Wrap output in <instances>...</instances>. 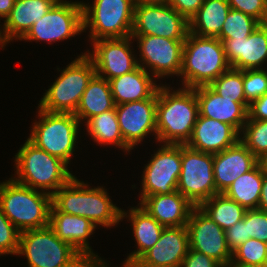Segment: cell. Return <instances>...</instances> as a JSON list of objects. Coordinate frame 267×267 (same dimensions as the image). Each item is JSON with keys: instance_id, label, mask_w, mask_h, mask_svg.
Returning <instances> with one entry per match:
<instances>
[{"instance_id": "cell-1", "label": "cell", "mask_w": 267, "mask_h": 267, "mask_svg": "<svg viewBox=\"0 0 267 267\" xmlns=\"http://www.w3.org/2000/svg\"><path fill=\"white\" fill-rule=\"evenodd\" d=\"M170 87L161 84L157 91V142L186 145L199 115L198 100L193 88Z\"/></svg>"}, {"instance_id": "cell-2", "label": "cell", "mask_w": 267, "mask_h": 267, "mask_svg": "<svg viewBox=\"0 0 267 267\" xmlns=\"http://www.w3.org/2000/svg\"><path fill=\"white\" fill-rule=\"evenodd\" d=\"M107 191L105 186L91 187L74 176L52 195V205L65 214L89 219L97 228H113L121 221L122 209Z\"/></svg>"}, {"instance_id": "cell-3", "label": "cell", "mask_w": 267, "mask_h": 267, "mask_svg": "<svg viewBox=\"0 0 267 267\" xmlns=\"http://www.w3.org/2000/svg\"><path fill=\"white\" fill-rule=\"evenodd\" d=\"M15 154L16 182L51 196L75 175L61 159L37 148L28 139ZM17 175V176H16Z\"/></svg>"}, {"instance_id": "cell-4", "label": "cell", "mask_w": 267, "mask_h": 267, "mask_svg": "<svg viewBox=\"0 0 267 267\" xmlns=\"http://www.w3.org/2000/svg\"><path fill=\"white\" fill-rule=\"evenodd\" d=\"M231 68L222 42L218 38L188 33L184 41L181 87L196 88L210 85Z\"/></svg>"}, {"instance_id": "cell-5", "label": "cell", "mask_w": 267, "mask_h": 267, "mask_svg": "<svg viewBox=\"0 0 267 267\" xmlns=\"http://www.w3.org/2000/svg\"><path fill=\"white\" fill-rule=\"evenodd\" d=\"M0 206L20 231L49 226L52 196L16 182L12 177L0 182Z\"/></svg>"}, {"instance_id": "cell-6", "label": "cell", "mask_w": 267, "mask_h": 267, "mask_svg": "<svg viewBox=\"0 0 267 267\" xmlns=\"http://www.w3.org/2000/svg\"><path fill=\"white\" fill-rule=\"evenodd\" d=\"M37 111L38 121L32 123L27 139L37 148L70 165L71 157L78 149L80 121L73 113H51L39 107Z\"/></svg>"}, {"instance_id": "cell-7", "label": "cell", "mask_w": 267, "mask_h": 267, "mask_svg": "<svg viewBox=\"0 0 267 267\" xmlns=\"http://www.w3.org/2000/svg\"><path fill=\"white\" fill-rule=\"evenodd\" d=\"M60 72L41 97L37 107L51 113H75L88 83L96 74L93 61L86 52L79 54Z\"/></svg>"}, {"instance_id": "cell-8", "label": "cell", "mask_w": 267, "mask_h": 267, "mask_svg": "<svg viewBox=\"0 0 267 267\" xmlns=\"http://www.w3.org/2000/svg\"><path fill=\"white\" fill-rule=\"evenodd\" d=\"M25 256L28 267H84V257L60 240L49 227L20 232L16 256Z\"/></svg>"}, {"instance_id": "cell-9", "label": "cell", "mask_w": 267, "mask_h": 267, "mask_svg": "<svg viewBox=\"0 0 267 267\" xmlns=\"http://www.w3.org/2000/svg\"><path fill=\"white\" fill-rule=\"evenodd\" d=\"M81 3L83 31H89V42L131 36L135 7L133 0H94L90 5L83 1Z\"/></svg>"}, {"instance_id": "cell-10", "label": "cell", "mask_w": 267, "mask_h": 267, "mask_svg": "<svg viewBox=\"0 0 267 267\" xmlns=\"http://www.w3.org/2000/svg\"><path fill=\"white\" fill-rule=\"evenodd\" d=\"M81 33H84L81 1L58 0L41 19L35 21L20 41L52 44Z\"/></svg>"}, {"instance_id": "cell-11", "label": "cell", "mask_w": 267, "mask_h": 267, "mask_svg": "<svg viewBox=\"0 0 267 267\" xmlns=\"http://www.w3.org/2000/svg\"><path fill=\"white\" fill-rule=\"evenodd\" d=\"M139 50L138 65L155 79L174 75L179 78L182 68L184 41L154 35H131Z\"/></svg>"}, {"instance_id": "cell-12", "label": "cell", "mask_w": 267, "mask_h": 267, "mask_svg": "<svg viewBox=\"0 0 267 267\" xmlns=\"http://www.w3.org/2000/svg\"><path fill=\"white\" fill-rule=\"evenodd\" d=\"M181 163L177 191L194 206L219 194L214 183L213 154L182 145Z\"/></svg>"}, {"instance_id": "cell-13", "label": "cell", "mask_w": 267, "mask_h": 267, "mask_svg": "<svg viewBox=\"0 0 267 267\" xmlns=\"http://www.w3.org/2000/svg\"><path fill=\"white\" fill-rule=\"evenodd\" d=\"M159 147L151 154L150 161L144 164L139 204L147 196L171 194L177 190L182 169V145L159 144Z\"/></svg>"}, {"instance_id": "cell-14", "label": "cell", "mask_w": 267, "mask_h": 267, "mask_svg": "<svg viewBox=\"0 0 267 267\" xmlns=\"http://www.w3.org/2000/svg\"><path fill=\"white\" fill-rule=\"evenodd\" d=\"M189 21L169 4L135 5L131 35L186 39Z\"/></svg>"}, {"instance_id": "cell-15", "label": "cell", "mask_w": 267, "mask_h": 267, "mask_svg": "<svg viewBox=\"0 0 267 267\" xmlns=\"http://www.w3.org/2000/svg\"><path fill=\"white\" fill-rule=\"evenodd\" d=\"M132 41L131 36L92 41V51L88 49L86 55L93 61L96 74L109 81L135 70L139 65Z\"/></svg>"}, {"instance_id": "cell-16", "label": "cell", "mask_w": 267, "mask_h": 267, "mask_svg": "<svg viewBox=\"0 0 267 267\" xmlns=\"http://www.w3.org/2000/svg\"><path fill=\"white\" fill-rule=\"evenodd\" d=\"M190 249L203 253L222 267L231 263L225 230H223L199 206H195L187 222Z\"/></svg>"}, {"instance_id": "cell-17", "label": "cell", "mask_w": 267, "mask_h": 267, "mask_svg": "<svg viewBox=\"0 0 267 267\" xmlns=\"http://www.w3.org/2000/svg\"><path fill=\"white\" fill-rule=\"evenodd\" d=\"M157 93L149 99L115 105L120 132L125 144L133 150L144 138L155 136Z\"/></svg>"}, {"instance_id": "cell-18", "label": "cell", "mask_w": 267, "mask_h": 267, "mask_svg": "<svg viewBox=\"0 0 267 267\" xmlns=\"http://www.w3.org/2000/svg\"><path fill=\"white\" fill-rule=\"evenodd\" d=\"M219 40L231 68L243 71L267 65V23L260 24L247 38Z\"/></svg>"}, {"instance_id": "cell-19", "label": "cell", "mask_w": 267, "mask_h": 267, "mask_svg": "<svg viewBox=\"0 0 267 267\" xmlns=\"http://www.w3.org/2000/svg\"><path fill=\"white\" fill-rule=\"evenodd\" d=\"M189 249L187 226L165 227L158 242L136 263L138 267H181Z\"/></svg>"}, {"instance_id": "cell-20", "label": "cell", "mask_w": 267, "mask_h": 267, "mask_svg": "<svg viewBox=\"0 0 267 267\" xmlns=\"http://www.w3.org/2000/svg\"><path fill=\"white\" fill-rule=\"evenodd\" d=\"M199 104V115L233 126L239 133L248 119V103L222 98L209 85L193 88Z\"/></svg>"}, {"instance_id": "cell-21", "label": "cell", "mask_w": 267, "mask_h": 267, "mask_svg": "<svg viewBox=\"0 0 267 267\" xmlns=\"http://www.w3.org/2000/svg\"><path fill=\"white\" fill-rule=\"evenodd\" d=\"M259 160L239 140L222 152L213 154L214 183L218 193L226 189L241 175L252 170Z\"/></svg>"}, {"instance_id": "cell-22", "label": "cell", "mask_w": 267, "mask_h": 267, "mask_svg": "<svg viewBox=\"0 0 267 267\" xmlns=\"http://www.w3.org/2000/svg\"><path fill=\"white\" fill-rule=\"evenodd\" d=\"M240 133L230 124L198 115L187 146L204 153L216 154L234 146Z\"/></svg>"}, {"instance_id": "cell-23", "label": "cell", "mask_w": 267, "mask_h": 267, "mask_svg": "<svg viewBox=\"0 0 267 267\" xmlns=\"http://www.w3.org/2000/svg\"><path fill=\"white\" fill-rule=\"evenodd\" d=\"M49 227L57 237L69 243L84 258L98 256L90 246L89 238L97 227L87 218L65 214L58 211L53 205L50 210Z\"/></svg>"}, {"instance_id": "cell-24", "label": "cell", "mask_w": 267, "mask_h": 267, "mask_svg": "<svg viewBox=\"0 0 267 267\" xmlns=\"http://www.w3.org/2000/svg\"><path fill=\"white\" fill-rule=\"evenodd\" d=\"M140 205L164 227L187 226L195 207L179 191L147 196Z\"/></svg>"}, {"instance_id": "cell-25", "label": "cell", "mask_w": 267, "mask_h": 267, "mask_svg": "<svg viewBox=\"0 0 267 267\" xmlns=\"http://www.w3.org/2000/svg\"><path fill=\"white\" fill-rule=\"evenodd\" d=\"M153 78L149 72L138 66L129 73L110 79L115 105L152 98L163 84L156 83V79Z\"/></svg>"}, {"instance_id": "cell-26", "label": "cell", "mask_w": 267, "mask_h": 267, "mask_svg": "<svg viewBox=\"0 0 267 267\" xmlns=\"http://www.w3.org/2000/svg\"><path fill=\"white\" fill-rule=\"evenodd\" d=\"M127 219L132 227L136 250L126 256V260L137 262L149 249H151L159 240L163 229L162 226L154 217H152L146 209L139 203L135 207H130L129 210L122 209L121 221Z\"/></svg>"}, {"instance_id": "cell-27", "label": "cell", "mask_w": 267, "mask_h": 267, "mask_svg": "<svg viewBox=\"0 0 267 267\" xmlns=\"http://www.w3.org/2000/svg\"><path fill=\"white\" fill-rule=\"evenodd\" d=\"M58 0H15L5 29L11 41L21 40Z\"/></svg>"}, {"instance_id": "cell-28", "label": "cell", "mask_w": 267, "mask_h": 267, "mask_svg": "<svg viewBox=\"0 0 267 267\" xmlns=\"http://www.w3.org/2000/svg\"><path fill=\"white\" fill-rule=\"evenodd\" d=\"M114 107L115 103L109 81L95 74L81 96L74 115L83 124L84 121L86 123L93 116L102 114Z\"/></svg>"}, {"instance_id": "cell-29", "label": "cell", "mask_w": 267, "mask_h": 267, "mask_svg": "<svg viewBox=\"0 0 267 267\" xmlns=\"http://www.w3.org/2000/svg\"><path fill=\"white\" fill-rule=\"evenodd\" d=\"M230 9L227 0H204L189 21V32L198 36L217 38Z\"/></svg>"}, {"instance_id": "cell-30", "label": "cell", "mask_w": 267, "mask_h": 267, "mask_svg": "<svg viewBox=\"0 0 267 267\" xmlns=\"http://www.w3.org/2000/svg\"><path fill=\"white\" fill-rule=\"evenodd\" d=\"M86 132L88 136L97 145L102 146L109 145L123 150L126 154L131 151V149L125 144L122 134L120 132L119 123L116 115L115 107L108 110L102 114H98L90 118L86 123Z\"/></svg>"}, {"instance_id": "cell-31", "label": "cell", "mask_w": 267, "mask_h": 267, "mask_svg": "<svg viewBox=\"0 0 267 267\" xmlns=\"http://www.w3.org/2000/svg\"><path fill=\"white\" fill-rule=\"evenodd\" d=\"M263 184V167L259 162L252 170L238 177L223 193L246 210L257 209Z\"/></svg>"}, {"instance_id": "cell-32", "label": "cell", "mask_w": 267, "mask_h": 267, "mask_svg": "<svg viewBox=\"0 0 267 267\" xmlns=\"http://www.w3.org/2000/svg\"><path fill=\"white\" fill-rule=\"evenodd\" d=\"M223 230H227L244 217L246 209L223 193L216 194L199 206Z\"/></svg>"}, {"instance_id": "cell-33", "label": "cell", "mask_w": 267, "mask_h": 267, "mask_svg": "<svg viewBox=\"0 0 267 267\" xmlns=\"http://www.w3.org/2000/svg\"><path fill=\"white\" fill-rule=\"evenodd\" d=\"M240 141L261 160L267 154V121L247 120L240 133Z\"/></svg>"}, {"instance_id": "cell-34", "label": "cell", "mask_w": 267, "mask_h": 267, "mask_svg": "<svg viewBox=\"0 0 267 267\" xmlns=\"http://www.w3.org/2000/svg\"><path fill=\"white\" fill-rule=\"evenodd\" d=\"M222 98L247 103L243 86V71L230 68L209 85Z\"/></svg>"}, {"instance_id": "cell-35", "label": "cell", "mask_w": 267, "mask_h": 267, "mask_svg": "<svg viewBox=\"0 0 267 267\" xmlns=\"http://www.w3.org/2000/svg\"><path fill=\"white\" fill-rule=\"evenodd\" d=\"M261 23L245 13L230 9L218 39L247 38Z\"/></svg>"}, {"instance_id": "cell-36", "label": "cell", "mask_w": 267, "mask_h": 267, "mask_svg": "<svg viewBox=\"0 0 267 267\" xmlns=\"http://www.w3.org/2000/svg\"><path fill=\"white\" fill-rule=\"evenodd\" d=\"M267 243L250 238L232 252L231 265L248 267L266 263Z\"/></svg>"}, {"instance_id": "cell-37", "label": "cell", "mask_w": 267, "mask_h": 267, "mask_svg": "<svg viewBox=\"0 0 267 267\" xmlns=\"http://www.w3.org/2000/svg\"><path fill=\"white\" fill-rule=\"evenodd\" d=\"M243 86L245 100L250 105L267 93V68L243 70Z\"/></svg>"}, {"instance_id": "cell-38", "label": "cell", "mask_w": 267, "mask_h": 267, "mask_svg": "<svg viewBox=\"0 0 267 267\" xmlns=\"http://www.w3.org/2000/svg\"><path fill=\"white\" fill-rule=\"evenodd\" d=\"M20 231L5 216L0 206V256L17 255Z\"/></svg>"}, {"instance_id": "cell-39", "label": "cell", "mask_w": 267, "mask_h": 267, "mask_svg": "<svg viewBox=\"0 0 267 267\" xmlns=\"http://www.w3.org/2000/svg\"><path fill=\"white\" fill-rule=\"evenodd\" d=\"M231 9L249 15L261 24L267 23V0H227Z\"/></svg>"}, {"instance_id": "cell-40", "label": "cell", "mask_w": 267, "mask_h": 267, "mask_svg": "<svg viewBox=\"0 0 267 267\" xmlns=\"http://www.w3.org/2000/svg\"><path fill=\"white\" fill-rule=\"evenodd\" d=\"M247 230L250 238L267 243V211L258 208L247 210Z\"/></svg>"}, {"instance_id": "cell-41", "label": "cell", "mask_w": 267, "mask_h": 267, "mask_svg": "<svg viewBox=\"0 0 267 267\" xmlns=\"http://www.w3.org/2000/svg\"><path fill=\"white\" fill-rule=\"evenodd\" d=\"M225 237L231 252H233L246 240L250 239V235L247 230V210L241 221L225 230Z\"/></svg>"}, {"instance_id": "cell-42", "label": "cell", "mask_w": 267, "mask_h": 267, "mask_svg": "<svg viewBox=\"0 0 267 267\" xmlns=\"http://www.w3.org/2000/svg\"><path fill=\"white\" fill-rule=\"evenodd\" d=\"M181 267H222L217 261L207 255L189 249Z\"/></svg>"}, {"instance_id": "cell-43", "label": "cell", "mask_w": 267, "mask_h": 267, "mask_svg": "<svg viewBox=\"0 0 267 267\" xmlns=\"http://www.w3.org/2000/svg\"><path fill=\"white\" fill-rule=\"evenodd\" d=\"M203 2L204 0H169L168 4L190 21L202 6Z\"/></svg>"}, {"instance_id": "cell-44", "label": "cell", "mask_w": 267, "mask_h": 267, "mask_svg": "<svg viewBox=\"0 0 267 267\" xmlns=\"http://www.w3.org/2000/svg\"><path fill=\"white\" fill-rule=\"evenodd\" d=\"M247 120H266L267 121V93L254 100L248 108Z\"/></svg>"}, {"instance_id": "cell-45", "label": "cell", "mask_w": 267, "mask_h": 267, "mask_svg": "<svg viewBox=\"0 0 267 267\" xmlns=\"http://www.w3.org/2000/svg\"><path fill=\"white\" fill-rule=\"evenodd\" d=\"M84 267H109V263L100 256H90L84 259ZM121 267H138V265L136 262L125 259Z\"/></svg>"}, {"instance_id": "cell-46", "label": "cell", "mask_w": 267, "mask_h": 267, "mask_svg": "<svg viewBox=\"0 0 267 267\" xmlns=\"http://www.w3.org/2000/svg\"><path fill=\"white\" fill-rule=\"evenodd\" d=\"M258 209L267 211V174L264 173V170H263V184H262Z\"/></svg>"}, {"instance_id": "cell-47", "label": "cell", "mask_w": 267, "mask_h": 267, "mask_svg": "<svg viewBox=\"0 0 267 267\" xmlns=\"http://www.w3.org/2000/svg\"><path fill=\"white\" fill-rule=\"evenodd\" d=\"M15 0H0V18L3 22L10 15L11 9L13 8Z\"/></svg>"}, {"instance_id": "cell-48", "label": "cell", "mask_w": 267, "mask_h": 267, "mask_svg": "<svg viewBox=\"0 0 267 267\" xmlns=\"http://www.w3.org/2000/svg\"><path fill=\"white\" fill-rule=\"evenodd\" d=\"M1 20H2V18H0V22H1ZM2 24H0V48L4 49V47L7 44H9V42H12V41L10 40V38L7 35L6 29H5V23H2Z\"/></svg>"}, {"instance_id": "cell-49", "label": "cell", "mask_w": 267, "mask_h": 267, "mask_svg": "<svg viewBox=\"0 0 267 267\" xmlns=\"http://www.w3.org/2000/svg\"><path fill=\"white\" fill-rule=\"evenodd\" d=\"M135 5L168 4L169 0H133Z\"/></svg>"}, {"instance_id": "cell-50", "label": "cell", "mask_w": 267, "mask_h": 267, "mask_svg": "<svg viewBox=\"0 0 267 267\" xmlns=\"http://www.w3.org/2000/svg\"><path fill=\"white\" fill-rule=\"evenodd\" d=\"M259 162L263 167L264 173L267 174V154L261 160H259Z\"/></svg>"}, {"instance_id": "cell-51", "label": "cell", "mask_w": 267, "mask_h": 267, "mask_svg": "<svg viewBox=\"0 0 267 267\" xmlns=\"http://www.w3.org/2000/svg\"><path fill=\"white\" fill-rule=\"evenodd\" d=\"M227 267H237V266H234V265H229ZM248 267H267L266 263H263V264H256V265H251V266H248Z\"/></svg>"}]
</instances>
